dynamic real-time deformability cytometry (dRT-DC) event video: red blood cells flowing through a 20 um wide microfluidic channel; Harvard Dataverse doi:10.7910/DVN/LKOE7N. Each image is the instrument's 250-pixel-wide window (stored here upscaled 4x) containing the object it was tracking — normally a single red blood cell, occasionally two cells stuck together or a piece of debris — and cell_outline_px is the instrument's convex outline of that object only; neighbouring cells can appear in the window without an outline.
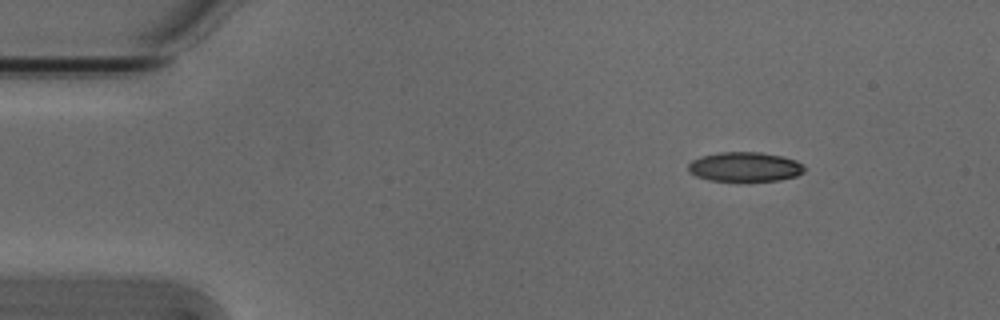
{"species": "Egyptian fruit bat (a non-hibernating species)", "species_latin": "Rousettus aegyptiacus", "temperature_condition": "cold", "stored_images_in_passage": 4, "camera_frame_rate_fps": 3000, "um_per_image_px": 0.085, "animal": {"sex": "male"}, "frame": {"image": 1, "passage_image": 1, "time_ms": 0.0, "image_size_px": [1000, 320], "cell_outline_px": [[804, 172], [796, 176], [780, 180], [708, 180], [696, 176], [688, 172], [688, 164], [692, 160], [700, 156], [720, 152], [760, 152], [780, 156], [796, 160], [804, 164]], "centroid_in_image_um": [63.3, 14.17], "position_along_channel_um": 21.7, "area_um2": 19.88}}
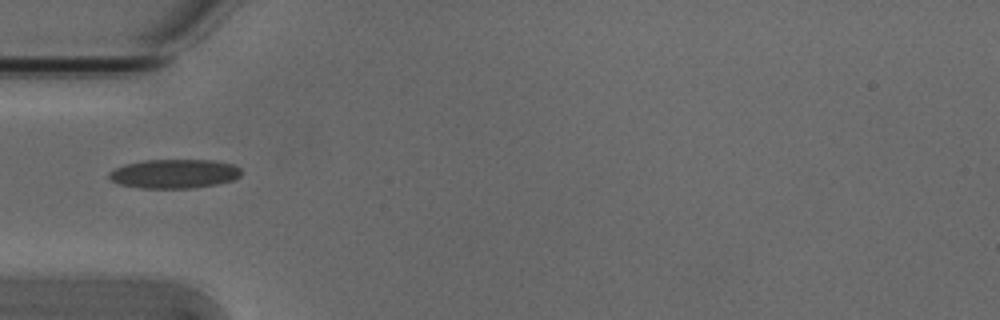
{"frame": {"image": 2, "passage_image": 4, "time_ms": 1.0, "image_size_px": [1000, 320], "cell_outline_px": [[240, 176], [232, 180], [216, 184], [192, 188], [140, 188], [120, 184], [108, 180], [108, 172], [124, 164], [144, 160], [212, 160], [236, 164], [240, 168]], "centroid_in_image_um": [14.79, 14.76], "position_along_channel_um": 70.2, "area_um2": 22.54}}